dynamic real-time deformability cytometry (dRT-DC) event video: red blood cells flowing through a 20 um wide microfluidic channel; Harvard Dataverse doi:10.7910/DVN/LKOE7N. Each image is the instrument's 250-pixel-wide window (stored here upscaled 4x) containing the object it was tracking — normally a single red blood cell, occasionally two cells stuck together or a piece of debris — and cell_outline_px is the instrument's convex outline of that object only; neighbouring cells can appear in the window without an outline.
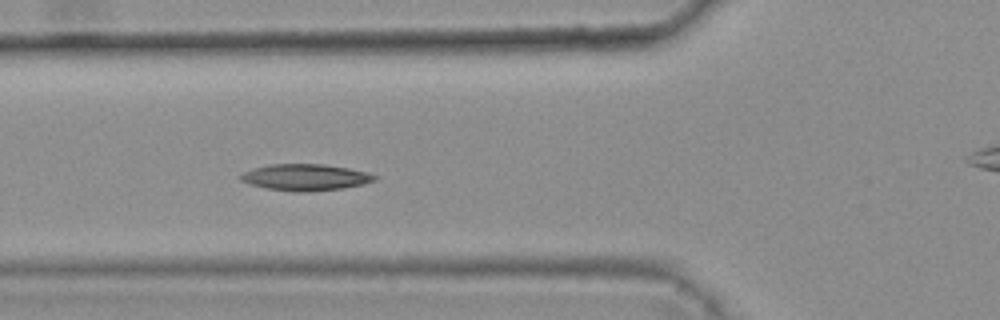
{"species": "common noctule bat (a hibernating species)", "species_latin": "Nyctalus noctula", "temperature_condition": "warm", "stored_images_in_passage": 8, "segment_of_instrument_passage": [1, 2], "camera_frame_rate_fps": 3000, "um_per_image_px": 0.085, "animal": {"sex": "female", "body_mass_g": 25.1}, "frame": {"image": 1, "passage_image": 7, "time_ms": 2.0, "image_size_px": [1000, 320], "cell_outline_px": [[380, 176], [376, 180], [364, 184], [344, 188], [308, 192], [292, 192], [268, 188], [248, 184], [240, 180], [236, 176], [252, 168], [268, 164], [324, 164], [348, 168]], "centroid_in_image_um": [25.93, 15.07], "position_along_channel_um": 99.9, "area_um2": 20.92}}